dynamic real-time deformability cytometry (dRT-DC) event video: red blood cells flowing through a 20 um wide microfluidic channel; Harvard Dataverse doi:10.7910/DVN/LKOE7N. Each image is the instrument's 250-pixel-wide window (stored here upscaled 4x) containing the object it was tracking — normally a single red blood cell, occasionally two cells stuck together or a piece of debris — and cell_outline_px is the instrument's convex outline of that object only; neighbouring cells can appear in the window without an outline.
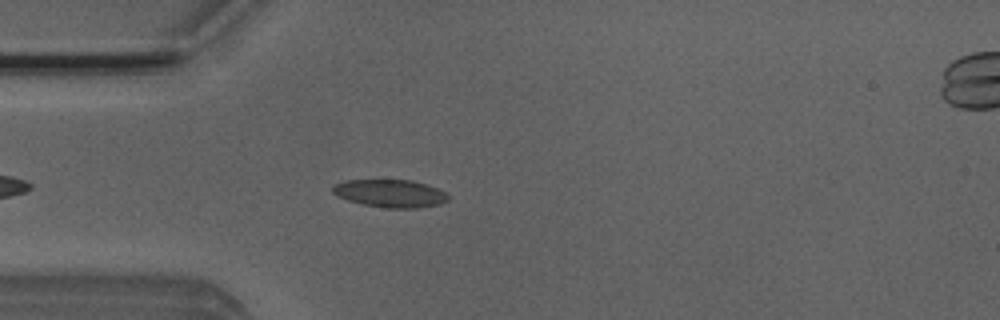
{"species": "Egyptian fruit bat (a non-hibernating species)", "species_latin": "Rousettus aegyptiacus", "temperature_condition": "room temperature", "stored_images_in_passage": 5, "camera_frame_rate_fps": 3000, "um_per_image_px": 0.085, "animal": {"sex": "male"}, "frame": {"image": 1, "passage_image": 4, "time_ms": 1.0, "image_size_px": [1000, 320], "cell_outline_px": [[448, 200], [440, 204], [416, 208], [384, 208], [364, 204], [348, 200], [336, 196], [332, 192], [332, 184], [344, 180], [412, 180], [428, 184], [444, 192], [448, 196]], "centroid_in_image_um": [33.13, 16.43], "position_along_channel_um": 51.9, "area_um2": 18.79}}